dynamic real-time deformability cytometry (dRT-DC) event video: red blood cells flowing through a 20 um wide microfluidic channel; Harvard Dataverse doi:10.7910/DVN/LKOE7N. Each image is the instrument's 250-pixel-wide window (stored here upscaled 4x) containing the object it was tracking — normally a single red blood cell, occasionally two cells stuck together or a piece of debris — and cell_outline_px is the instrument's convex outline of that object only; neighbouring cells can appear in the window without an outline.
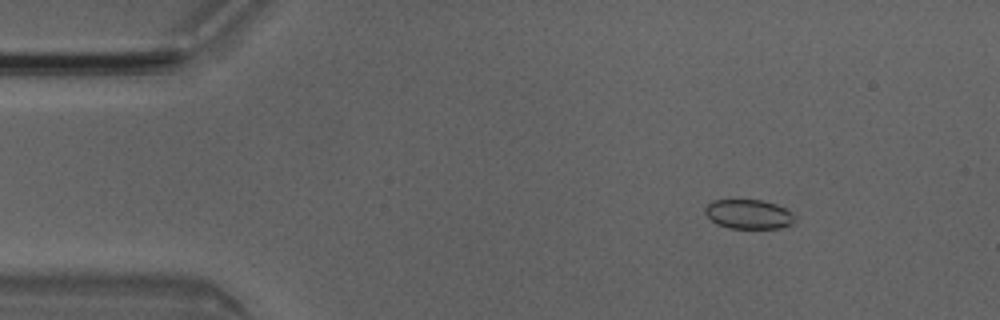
{"species": "Egyptian fruit bat (a non-hibernating species)", "species_latin": "Rousettus aegyptiacus", "temperature_condition": "room temperature", "stored_images_in_passage": 2, "camera_frame_rate_fps": 3000, "um_per_image_px": 0.085, "animal": {"sex": "male"}, "frame": {"image": 1, "passage_image": 1, "time_ms": 0.0, "image_size_px": [1000, 320], "cell_outline_px": [[796, 224], [780, 228], [728, 228], [716, 224], [704, 212], [704, 208], [712, 200], [760, 200], [776, 204], [792, 212], [796, 216]], "centroid_in_image_um": [63.67, 18.22], "position_along_channel_um": 21.3, "area_um2": 15.55}}